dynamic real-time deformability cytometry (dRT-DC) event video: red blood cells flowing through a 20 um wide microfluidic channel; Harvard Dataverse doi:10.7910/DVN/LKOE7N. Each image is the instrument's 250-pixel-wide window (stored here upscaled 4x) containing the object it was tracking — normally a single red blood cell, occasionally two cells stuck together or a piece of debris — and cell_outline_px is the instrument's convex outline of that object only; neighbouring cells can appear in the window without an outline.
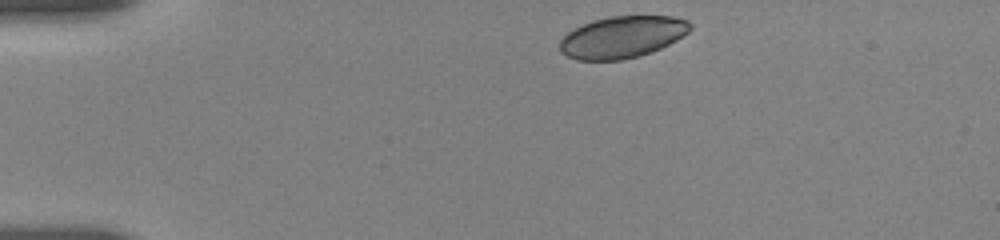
{"species": "human", "species_latin": "Homo sapiens", "temperature_condition": "room temperature", "stored_images_in_passage": 6, "camera_frame_rate_fps": 3000, "um_per_image_px": 0.085, "donor": {"sex": "female"}, "frame": {"image": 1, "passage_image": 1, "time_ms": 0.0, "image_size_px": [1000, 240], "cell_outline_px": [[692, 28], [688, 32], [676, 40], [660, 48], [636, 56], [620, 60], [576, 60], [560, 52], [560, 40], [568, 32], [592, 20], [608, 16], [672, 16], [688, 20], [692, 24]], "centroid_in_image_um": [52.89, 3.13], "position_along_channel_um": 32.1, "area_um2": 31.56}}